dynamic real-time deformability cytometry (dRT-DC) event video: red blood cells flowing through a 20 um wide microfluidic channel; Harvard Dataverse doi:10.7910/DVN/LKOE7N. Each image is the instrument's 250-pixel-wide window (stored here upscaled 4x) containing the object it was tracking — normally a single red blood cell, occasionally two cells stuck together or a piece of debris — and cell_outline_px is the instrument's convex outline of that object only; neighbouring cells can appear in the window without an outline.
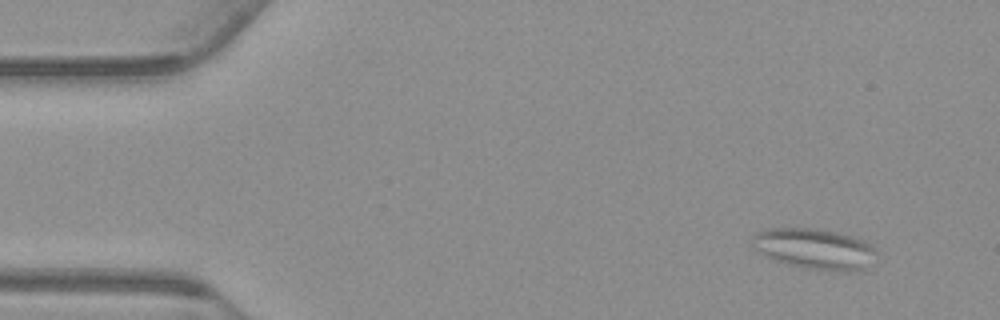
{"species": "common noctule bat (a hibernating species)", "species_latin": "Nyctalus noctula", "temperature_condition": "warm", "stored_images_in_passage": 52, "camera_frame_rate_fps": 3000, "um_per_image_px": 0.085, "animal": {"sex": "male", "body_mass_g": 23.1, "forearm_length_mm": 52.7}, "frame": {"image": 1, "passage_image": 1, "time_ms": 0.0, "image_size_px": [1000, 320], "cell_outline_px": [[876, 252], [864, 268], [844, 272], [808, 268], [792, 264], [780, 260], [752, 248], [752, 236], [756, 232], [768, 228], [816, 228], [840, 232], [864, 240], [872, 244], [876, 248]], "centroid_in_image_um": [69.26, 21.11], "position_along_channel_um": 15.7, "area_um2": 28.96}}
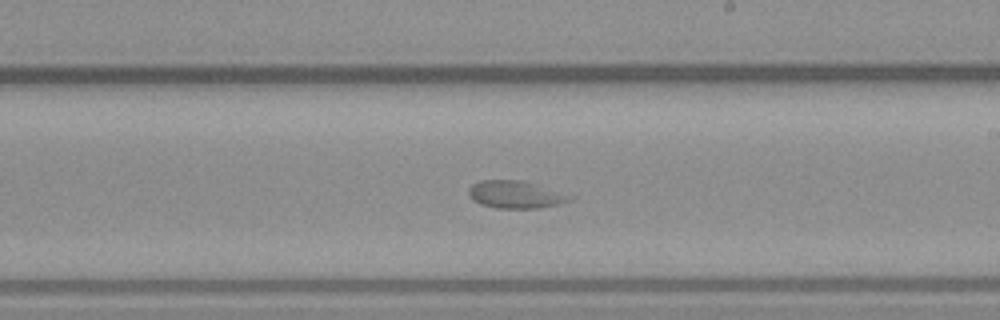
{"frame": {"image": 2, "passage_image": 28, "time_ms": 9.0, "image_size_px": [1000, 320], "cell_outline_px": [[576, 196], [560, 204], [540, 208], [496, 208], [480, 204], [472, 200], [468, 196], [468, 188], [472, 184], [480, 180], [524, 180]], "centroid_in_image_um": [43.81, 16.53], "position_along_channel_um": 245.2, "area_um2": 16.47}}
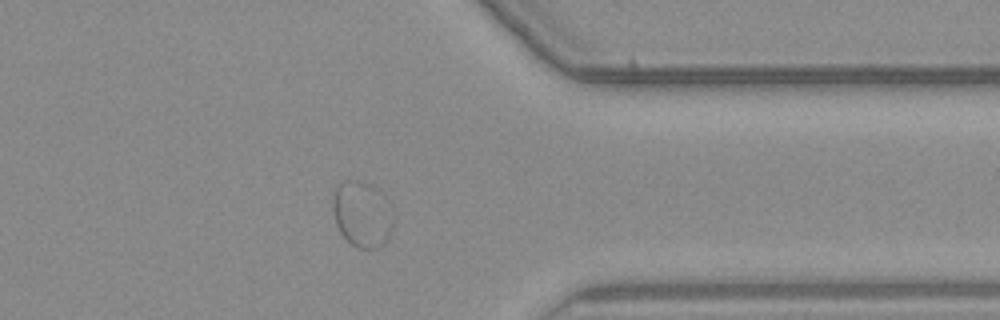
{"frame": {"image": 3, "passage_image": 40, "time_ms": 13.0, "image_size_px": [1000, 320], "cell_outline_px": [[392, 232], [376, 248], [356, 248], [340, 232], [336, 224], [332, 212], [332, 192], [336, 184], [344, 180], [360, 180], [372, 184], [392, 216]], "centroid_in_image_um": [30.67, 18.18], "position_along_channel_um": 380.7, "area_um2": 22.77}, "authors_computed_cell_mechanics": {"area_um2": 22.3686, "velocity_mm_per_s": 3.6889, "shape_relaxation_time_tau1_ms": null, "shape_relaxation_time_tau2_ms": 1.5357, "deformation_change_tau1": null, "deformation_change_tau2": 0.047}}